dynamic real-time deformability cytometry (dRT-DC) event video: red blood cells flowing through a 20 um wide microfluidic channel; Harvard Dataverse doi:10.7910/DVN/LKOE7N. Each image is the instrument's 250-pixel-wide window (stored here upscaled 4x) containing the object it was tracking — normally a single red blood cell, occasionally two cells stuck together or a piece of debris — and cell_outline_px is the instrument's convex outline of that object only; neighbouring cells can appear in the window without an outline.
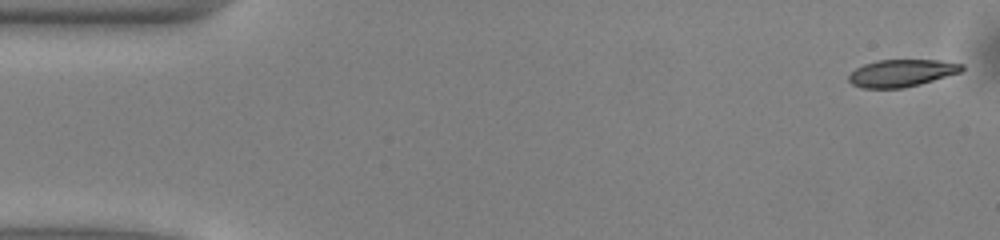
{"species": "common noctule bat (a hibernating species)", "species_latin": "Nyctalus noctula", "temperature_condition": "warm", "stored_images_in_passage": 50, "camera_frame_rate_fps": 3000, "um_per_image_px": 0.085, "animal": {"sex": "male", "body_mass_g": 13.0, "forearm_length_mm": 53.1}, "frame": {"image": 1, "passage_image": 1, "time_ms": 0.0, "image_size_px": [1000, 240], "cell_outline_px": [[964, 68], [960, 72], [920, 84], [904, 88], [864, 88], [852, 84], [848, 80], [848, 76], [856, 68], [864, 64], [876, 60], [940, 60], [964, 64]], "centroid_in_image_um": [76.63, 6.2], "position_along_channel_um": 8.4, "area_um2": 17.92}}
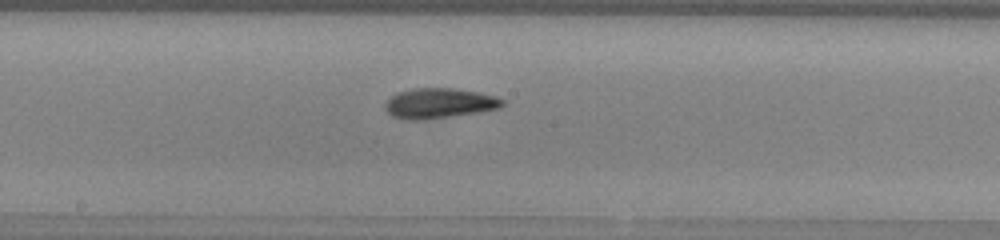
{"frame": {"image": 2, "passage_image": 26, "time_ms": 8.333, "image_size_px": [1000, 240], "cell_outline_px": [[504, 104], [500, 108], [476, 112], [424, 120], [408, 120], [392, 116], [384, 108], [384, 104], [396, 92], [412, 88], [452, 88], [480, 92], [496, 96], [504, 100]], "centroid_in_image_um": [37.32, 8.77], "position_along_channel_um": 210.9, "area_um2": 20.63}}
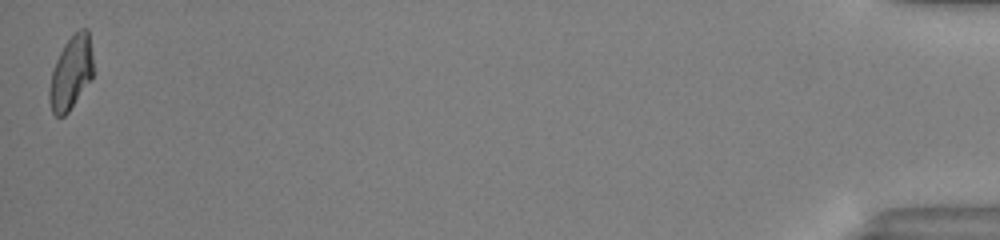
{"frame": {"image": 3, "passage_image": 50, "time_ms": 16.333, "image_size_px": [1000, 240], "cell_outline_px": [[92, 76], [68, 112], [64, 116], [56, 116], [52, 112], [48, 100], [48, 92], [52, 72], [56, 60], [64, 44], [80, 28], [88, 28], [92, 52]], "centroid_in_image_um": [6.01, 6.18], "position_along_channel_um": 429.2, "area_um2": 18.44}, "authors_computed_cell_mechanics": {"area_um2": 19.4786, "velocity_mm_per_s": 4.0161, "shape_relaxation_time_tau1_ms": 3.6933, "shape_relaxation_time_tau2_ms": 4.3082, "deformation_change_tau1": 0.152, "deformation_change_tau2": 0.1224}}